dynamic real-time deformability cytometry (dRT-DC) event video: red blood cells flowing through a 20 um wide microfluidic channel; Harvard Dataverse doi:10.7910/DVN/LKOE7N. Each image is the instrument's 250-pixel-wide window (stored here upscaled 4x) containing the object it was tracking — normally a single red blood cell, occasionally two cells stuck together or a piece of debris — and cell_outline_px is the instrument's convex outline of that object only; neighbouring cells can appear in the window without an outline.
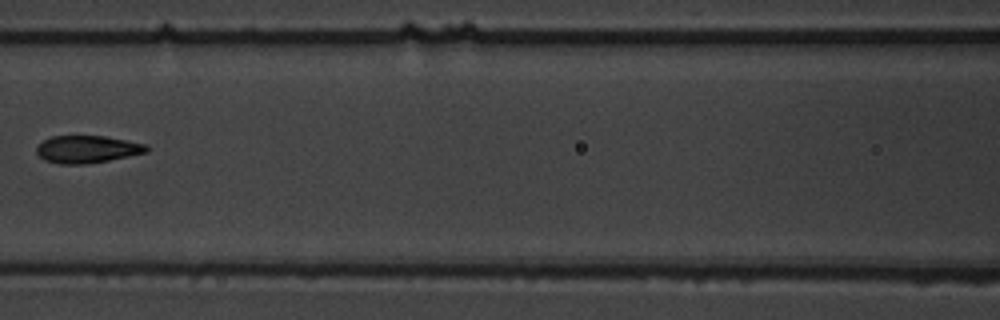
{"species": "common noctule bat (a hibernating species)", "species_latin": "Nyctalus noctula", "temperature_condition": "warm", "stored_images_in_passage": 15, "camera_frame_rate_fps": 3000, "um_per_image_px": 0.085, "animal": {"sex": "male", "body_mass_g": 19.5, "forearm_length_mm": 54.6}, "frame": {"image": 1, "passage_image": 7, "time_ms": 8.333, "image_size_px": [1000, 320], "cell_outline_px": [[152, 148], [148, 152], [88, 164], [60, 164], [44, 160], [36, 152], [36, 148], [44, 140], [52, 136], [104, 136], [128, 140], [148, 144]], "centroid_in_image_um": [7.47, 12.68], "position_along_channel_um": 159.1, "area_um2": 17.69}}
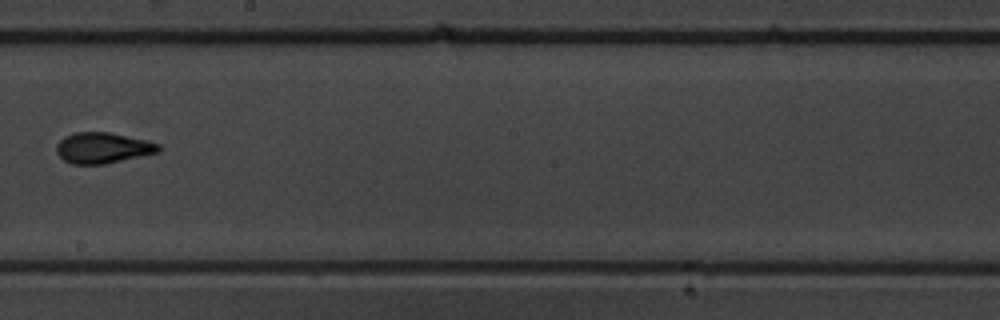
{"frame": {"image": 2, "passage_image": 9, "time_ms": 10.667, "image_size_px": [1000, 320], "cell_outline_px": [[160, 152], [104, 164], [72, 164], [64, 160], [56, 152], [56, 144], [64, 136], [76, 132], [108, 132], [144, 140], [160, 144]], "centroid_in_image_um": [8.71, 12.57], "position_along_channel_um": 239.5, "area_um2": 18.21}}
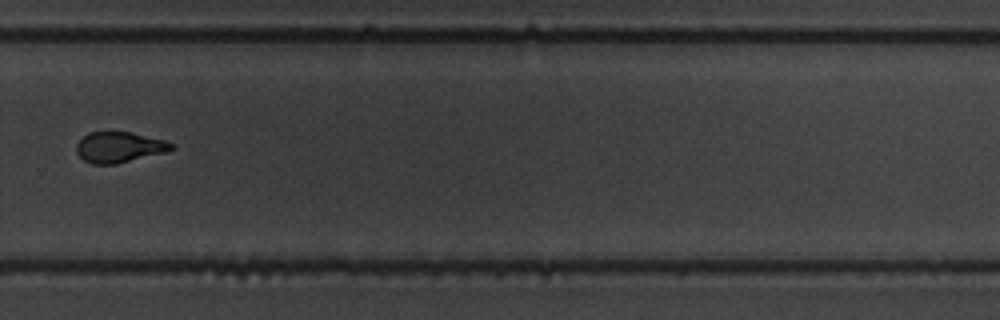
{"frame": {"image": 3, "passage_image": 11, "time_ms": 13.0, "image_size_px": [1000, 320], "cell_outline_px": [[176, 148], [168, 152], [116, 164], [92, 164], [84, 160], [76, 152], [76, 144], [88, 132], [132, 132], [164, 140], [172, 144]], "centroid_in_image_um": [10.15, 12.52], "position_along_channel_um": 319.6, "area_um2": 17.05}, "authors_computed_cell_mechanics": {"area_um2": 18.1492, "velocity_mm_per_s": 3.4594, "shape_relaxation_time_tau1_ms": 4.4078, "shape_relaxation_time_tau2_ms": 1.2379, "deformation_change_tau1": 0.1453, "deformation_change_tau2": 0.0815}}